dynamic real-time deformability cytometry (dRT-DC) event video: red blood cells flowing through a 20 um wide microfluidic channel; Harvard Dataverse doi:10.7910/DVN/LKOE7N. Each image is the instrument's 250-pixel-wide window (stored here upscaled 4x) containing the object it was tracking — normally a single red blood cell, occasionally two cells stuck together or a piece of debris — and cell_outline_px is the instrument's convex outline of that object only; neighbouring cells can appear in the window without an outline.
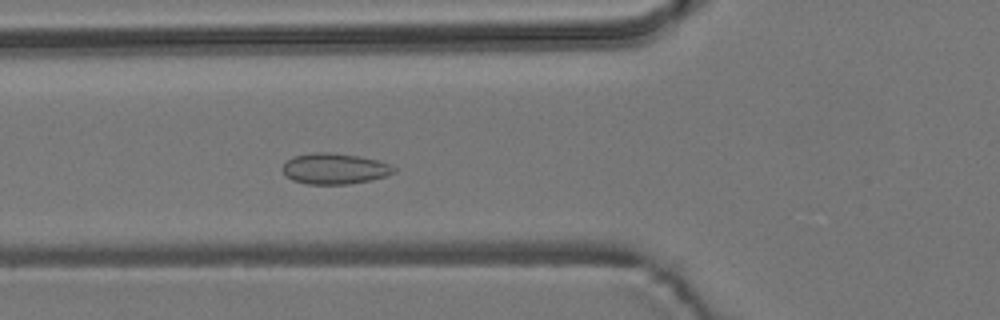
{"species": "common noctule bat (a hibernating species)", "species_latin": "Nyctalus noctula", "temperature_condition": "room temperature", "stored_images_in_passage": 5, "camera_frame_rate_fps": 3000, "um_per_image_px": 0.085, "animal": {"sex": "male", "body_mass_g": 19.2, "forearm_length_mm": 51.8}, "frame": {"image": 1, "passage_image": 5, "time_ms": 4.667, "image_size_px": [1000, 320], "cell_outline_px": [[396, 172], [388, 176], [348, 184], [308, 184], [292, 180], [284, 176], [280, 168], [292, 156], [316, 152], [328, 152], [360, 156], [380, 160], [392, 164], [396, 168]], "centroid_in_image_um": [28.45, 14.33], "position_along_channel_um": 97.3, "area_um2": 20.35}}